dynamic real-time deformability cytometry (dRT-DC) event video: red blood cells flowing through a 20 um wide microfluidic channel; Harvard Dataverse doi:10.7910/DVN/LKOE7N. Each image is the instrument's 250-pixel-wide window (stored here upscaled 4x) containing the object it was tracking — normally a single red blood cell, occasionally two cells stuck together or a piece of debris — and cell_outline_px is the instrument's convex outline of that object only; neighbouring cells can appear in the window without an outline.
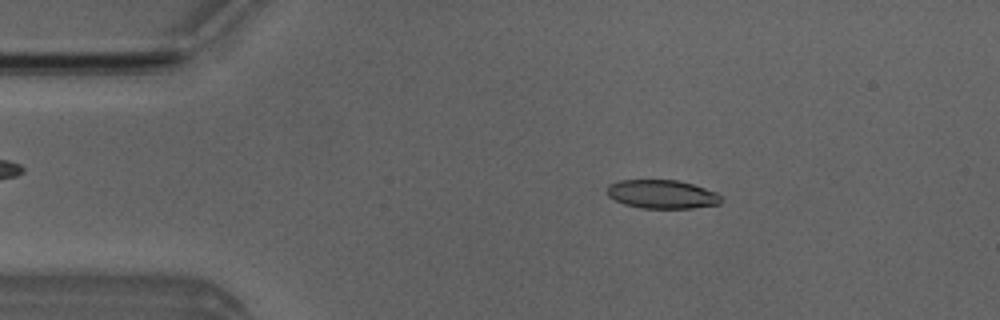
{"species": "Egyptian fruit bat (a non-hibernating species)", "species_latin": "Rousettus aegyptiacus", "temperature_condition": "room temperature", "stored_images_in_passage": 50, "camera_frame_rate_fps": 3000, "um_per_image_px": 0.085, "animal": {"sex": "male"}, "frame": {"image": 1, "passage_image": 8, "time_ms": 2.333, "image_size_px": [1000, 320], "cell_outline_px": [[724, 200], [720, 204], [692, 208], [640, 208], [624, 204], [608, 196], [608, 184], [620, 180], [676, 180], [692, 184], [716, 192]], "centroid_in_image_um": [56.28, 16.51], "position_along_channel_um": 28.7, "area_um2": 19.02}}
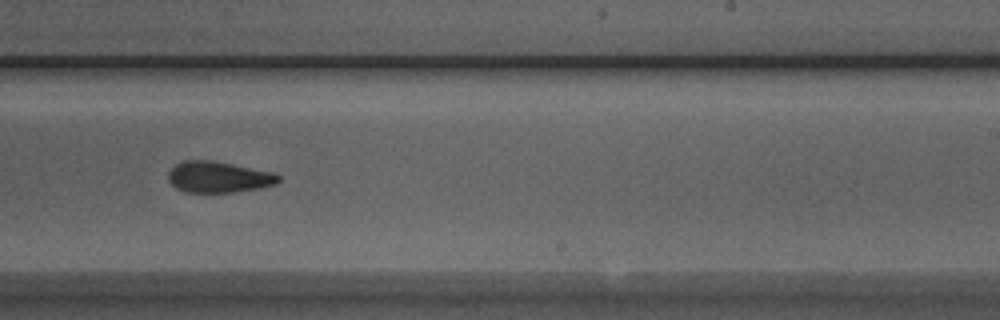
{"frame": {"image": 2, "passage_image": 30, "time_ms": 9.667, "image_size_px": [1000, 320], "cell_outline_px": [[280, 180], [276, 184], [260, 188], [232, 192], [184, 192], [176, 188], [168, 180], [168, 172], [180, 160], [212, 160], [272, 172], [280, 176]], "centroid_in_image_um": [18.55, 15.04], "position_along_channel_um": 270.5, "area_um2": 20.0}}
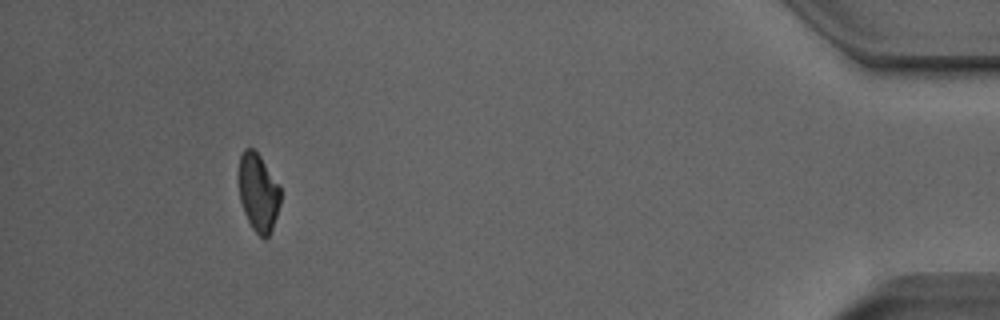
{"frame": {"image": 3, "passage_image": 46, "time_ms": 15.0, "image_size_px": [1000, 320], "cell_outline_px": [[280, 204], [272, 228], [268, 236], [264, 240], [252, 228], [244, 212], [240, 200], [240, 156], [244, 148], [252, 148], [260, 156], [280, 184]], "centroid_in_image_um": [21.98, 16.36], "position_along_channel_um": 413.2, "area_um2": 18.73}, "authors_computed_cell_mechanics": {"area_um2": 20.0277, "velocity_mm_per_s": 3.9929, "shape_relaxation_time_tau1_ms": 6.6773, "shape_relaxation_time_tau2_ms": 2.6634, "deformation_change_tau1": 0.1985, "deformation_change_tau2": 0.1046}}